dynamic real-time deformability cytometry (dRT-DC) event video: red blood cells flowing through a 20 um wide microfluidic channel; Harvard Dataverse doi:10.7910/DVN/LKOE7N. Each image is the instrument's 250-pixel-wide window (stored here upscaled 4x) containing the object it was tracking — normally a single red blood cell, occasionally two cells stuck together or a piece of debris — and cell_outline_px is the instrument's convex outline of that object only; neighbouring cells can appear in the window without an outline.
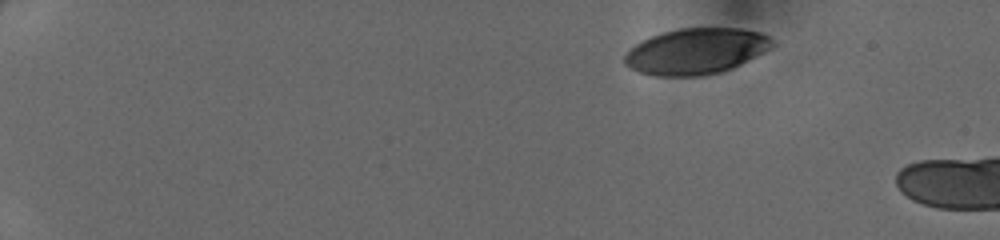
{"species": "human", "species_latin": "Homo sapiens", "temperature_condition": "cold", "stored_images_in_passage": 6, "camera_frame_rate_fps": 3000, "um_per_image_px": 0.085, "donor": {"sex": "female"}, "frame": {"image": 1, "passage_image": 1, "time_ms": 0.0, "image_size_px": [1000, 240], "cell_outline_px": [[776, 44], [772, 48], [732, 68], [720, 72], [700, 76], [656, 76], [640, 72], [628, 68], [624, 64], [624, 52], [628, 48], [640, 40], [664, 32], [680, 28], [740, 28], [760, 32], [776, 40]], "centroid_in_image_um": [59.15, 4.35], "position_along_channel_um": 25.9, "area_um2": 39.94}}